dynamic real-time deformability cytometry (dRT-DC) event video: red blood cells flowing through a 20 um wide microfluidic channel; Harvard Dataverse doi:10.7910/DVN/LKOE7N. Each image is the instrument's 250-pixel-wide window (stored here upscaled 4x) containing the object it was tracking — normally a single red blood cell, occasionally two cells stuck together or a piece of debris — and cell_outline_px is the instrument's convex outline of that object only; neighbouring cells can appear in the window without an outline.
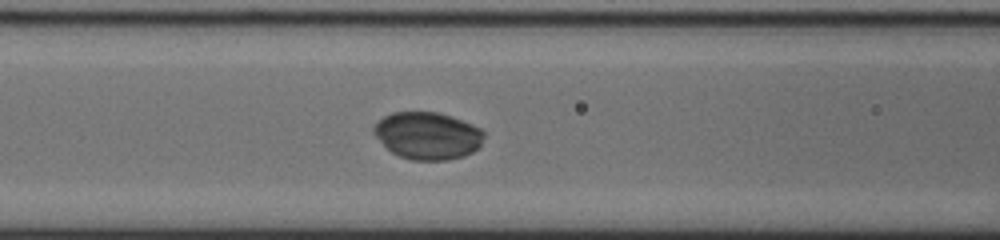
{"species": "common noctule bat (a hibernating species)", "species_latin": "Nyctalus noctula", "temperature_condition": "cold", "stored_images_in_passage": 40, "camera_frame_rate_fps": 3000, "um_per_image_px": 0.085, "animal": {"sex": "male", "body_mass_g": 20.0, "forearm_length_mm": 53.3}, "frame": {"image": 1, "passage_image": 7, "time_ms": 2.0, "image_size_px": [1000, 240], "cell_outline_px": [[484, 136], [480, 144], [472, 152], [464, 156], [448, 160], [412, 160], [400, 156], [392, 152], [372, 132], [372, 128], [384, 116], [392, 112], [440, 112], [452, 116], [480, 128], [484, 132]], "centroid_in_image_um": [36.35, 11.52], "position_along_channel_um": 130.3, "area_um2": 30.17}}
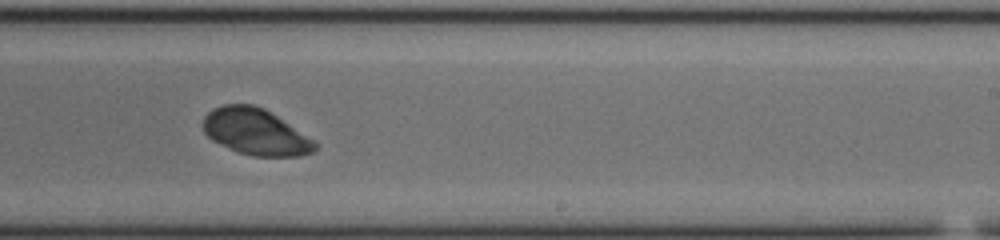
{"frame": {"image": 2, "passage_image": 18, "time_ms": 5.667, "image_size_px": [1000, 240], "cell_outline_px": [[316, 148], [312, 152], [300, 156], [252, 156], [236, 152], [212, 140], [204, 132], [204, 116], [212, 108], [224, 104], [252, 104], [264, 108], [312, 140], [316, 144]], "centroid_in_image_um": [21.66, 11.21], "position_along_channel_um": 267.3, "area_um2": 29.77}}
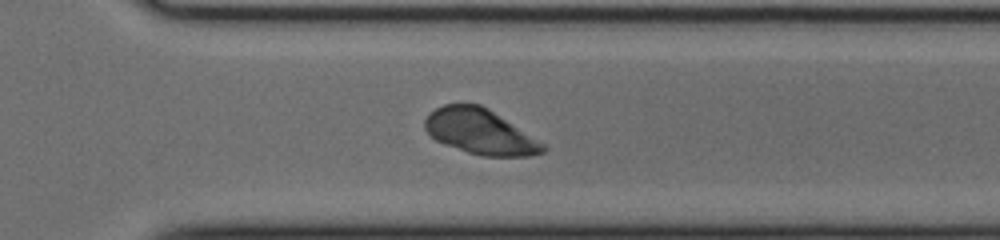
{"frame": {"image": 3, "passage_image": 23, "time_ms": 7.333, "image_size_px": [1000, 240], "cell_outline_px": [[548, 148], [544, 152], [528, 156], [484, 156], [468, 152], [444, 144], [436, 140], [424, 128], [424, 120], [428, 112], [444, 104], [480, 104], [488, 108], [544, 144]], "centroid_in_image_um": [40.78, 11.19], "position_along_channel_um": 329.8, "area_um2": 30.81}}